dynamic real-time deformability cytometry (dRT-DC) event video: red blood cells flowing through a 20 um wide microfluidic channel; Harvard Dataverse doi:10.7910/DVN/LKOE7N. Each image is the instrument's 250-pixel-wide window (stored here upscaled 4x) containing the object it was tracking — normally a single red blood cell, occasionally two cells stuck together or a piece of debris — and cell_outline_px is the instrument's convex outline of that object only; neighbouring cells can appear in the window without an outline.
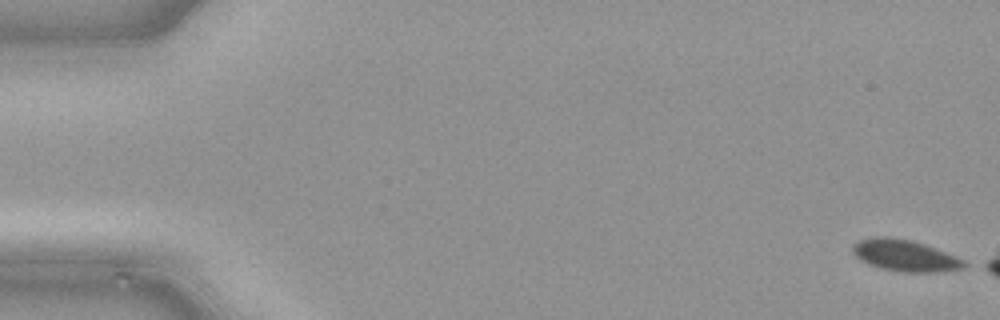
{"species": "common noctule bat (a hibernating species)", "species_latin": "Nyctalus noctula", "temperature_condition": "cold", "stored_images_in_passage": 8, "camera_frame_rate_fps": 3000, "um_per_image_px": 0.085, "animal": {"sex": "male", "body_mass_g": 21.5, "forearm_length_mm": 52.0}, "frame": {"image": 1, "passage_image": 1, "time_ms": 0.0, "image_size_px": [1000, 320], "cell_outline_px": [[972, 264], [964, 268], [936, 272], [904, 272], [884, 268], [860, 260], [852, 252], [852, 244], [860, 240], [872, 236], [888, 236], [912, 240], [936, 248], [956, 256]], "centroid_in_image_um": [76.96, 21.7], "position_along_channel_um": 8.0, "area_um2": 20.52}}